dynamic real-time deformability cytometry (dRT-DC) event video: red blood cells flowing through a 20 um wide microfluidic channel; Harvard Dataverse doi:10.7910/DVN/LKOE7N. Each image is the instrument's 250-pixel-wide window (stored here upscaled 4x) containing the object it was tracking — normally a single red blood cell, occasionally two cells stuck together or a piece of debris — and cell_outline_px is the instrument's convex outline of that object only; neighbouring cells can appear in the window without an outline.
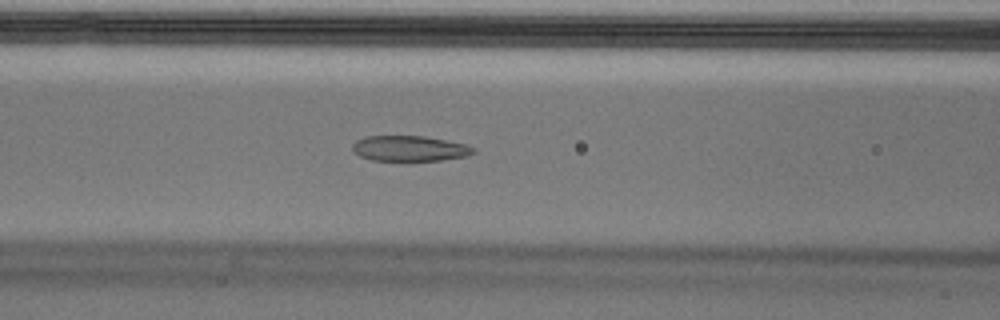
{"species": "Egyptian fruit bat (a non-hibernating species)", "species_latin": "Rousettus aegyptiacus", "temperature_condition": "cold", "stored_images_in_passage": 54, "camera_frame_rate_fps": 3000, "um_per_image_px": 0.085, "animal": {"sex": "male"}, "frame": {"image": 1, "passage_image": 22, "time_ms": 7.0, "image_size_px": [1000, 320], "cell_outline_px": [[476, 152], [468, 156], [440, 160], [372, 160], [360, 156], [352, 148], [352, 144], [356, 140], [364, 136], [424, 136], [468, 144], [476, 148]], "centroid_in_image_um": [34.86, 12.61], "position_along_channel_um": 131.7, "area_um2": 17.98}}
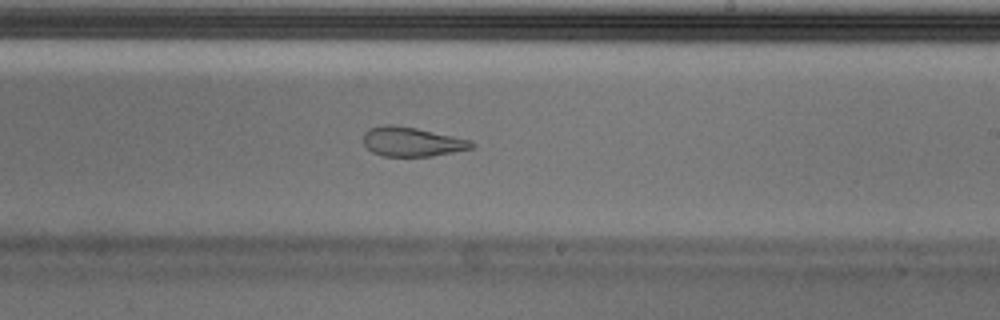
{"frame": {"image": 2, "passage_image": 32, "time_ms": 10.333, "image_size_px": [1000, 320], "cell_outline_px": [[476, 144], [472, 148], [432, 156], [384, 156], [372, 152], [364, 144], [364, 132], [372, 128], [384, 124], [392, 124], [416, 128], [472, 140]], "centroid_in_image_um": [35.02, 12.04], "position_along_channel_um": 254.0, "area_um2": 18.38}}
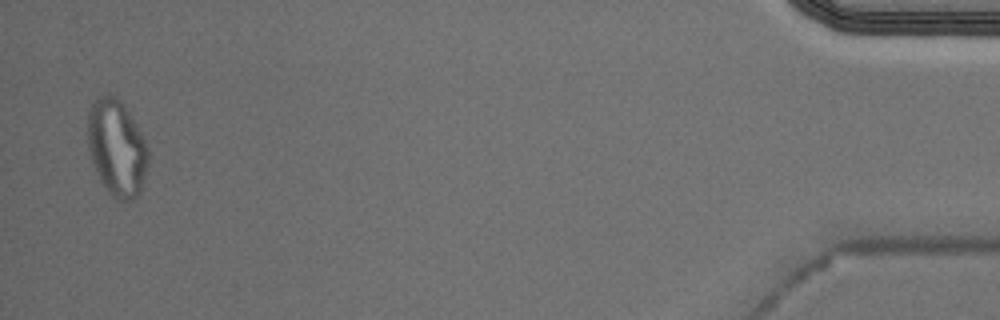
{"frame": {"image": 3, "passage_image": 53, "time_ms": 17.333, "image_size_px": [1000, 320], "cell_outline_px": [[148, 164], [144, 180], [140, 192], [132, 200], [116, 200], [108, 192], [100, 180], [92, 164], [88, 148], [88, 112], [92, 104], [100, 96], [108, 92], [116, 96], [124, 104], [136, 124], [148, 148]], "centroid_in_image_um": [9.92, 12.57], "position_along_channel_um": 425.3, "area_um2": 34.1}, "authors_computed_cell_mechanics": {"area_um2": 20.4612, "velocity_mm_per_s": 3.6702, "shape_relaxation_time_tau1_ms": null, "shape_relaxation_time_tau2_ms": 2.098, "deformation_change_tau1": null, "deformation_change_tau2": 0.0898}}